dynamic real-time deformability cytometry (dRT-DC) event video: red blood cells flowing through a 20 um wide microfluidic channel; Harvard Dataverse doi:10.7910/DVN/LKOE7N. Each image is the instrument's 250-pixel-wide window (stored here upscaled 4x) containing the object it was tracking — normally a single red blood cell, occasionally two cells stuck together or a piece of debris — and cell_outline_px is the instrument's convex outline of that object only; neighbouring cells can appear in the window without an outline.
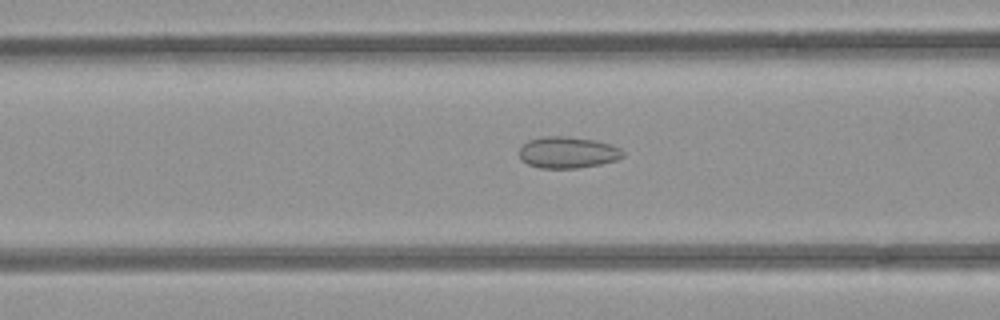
{"species": "common noctule bat (a hibernating species)", "species_latin": "Nyctalus noctula", "temperature_condition": "room temperature", "stored_images_in_passage": 51, "camera_frame_rate_fps": 3000, "um_per_image_px": 0.085, "animal": {"sex": "female", "body_mass_g": 21.9}, "frame": {"image": 1, "passage_image": 20, "time_ms": 6.333, "image_size_px": [1000, 320], "cell_outline_px": [[624, 156], [616, 160], [600, 164], [576, 168], [540, 168], [528, 164], [520, 160], [520, 148], [528, 140], [544, 136], [568, 136], [596, 140], [612, 144], [620, 148], [624, 152]], "centroid_in_image_um": [48.27, 12.95], "position_along_channel_um": 118.3, "area_um2": 19.13}}
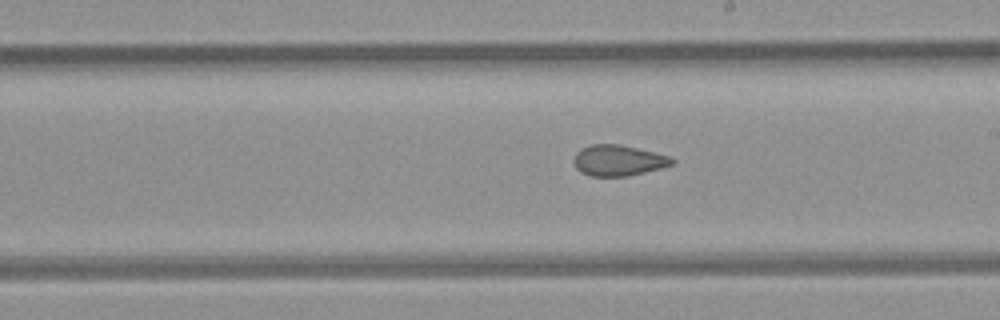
{"frame": {"image": 2, "passage_image": 29, "time_ms": 9.333, "image_size_px": [1000, 320], "cell_outline_px": [[676, 160], [672, 164], [660, 168], [628, 176], [588, 176], [580, 172], [576, 168], [572, 160], [576, 152], [580, 148], [592, 144], [620, 144], [668, 156]], "centroid_in_image_um": [52.48, 13.64], "position_along_channel_um": 236.5, "area_um2": 17.63}}
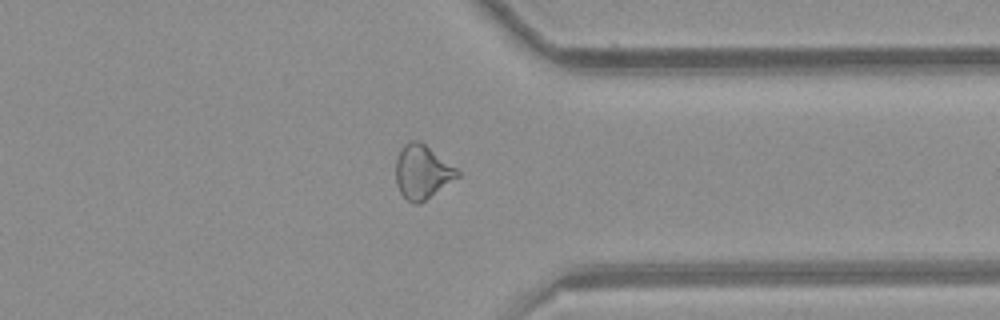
{"frame": {"image": 3, "passage_image": 40, "time_ms": 13.0, "image_size_px": [1000, 320], "cell_outline_px": [[460, 176], [420, 204], [412, 204], [400, 192], [396, 184], [396, 160], [400, 148], [408, 140], [420, 140], [456, 168], [460, 172]], "centroid_in_image_um": [35.88, 14.61], "position_along_channel_um": 375.5, "area_um2": 19.42}}